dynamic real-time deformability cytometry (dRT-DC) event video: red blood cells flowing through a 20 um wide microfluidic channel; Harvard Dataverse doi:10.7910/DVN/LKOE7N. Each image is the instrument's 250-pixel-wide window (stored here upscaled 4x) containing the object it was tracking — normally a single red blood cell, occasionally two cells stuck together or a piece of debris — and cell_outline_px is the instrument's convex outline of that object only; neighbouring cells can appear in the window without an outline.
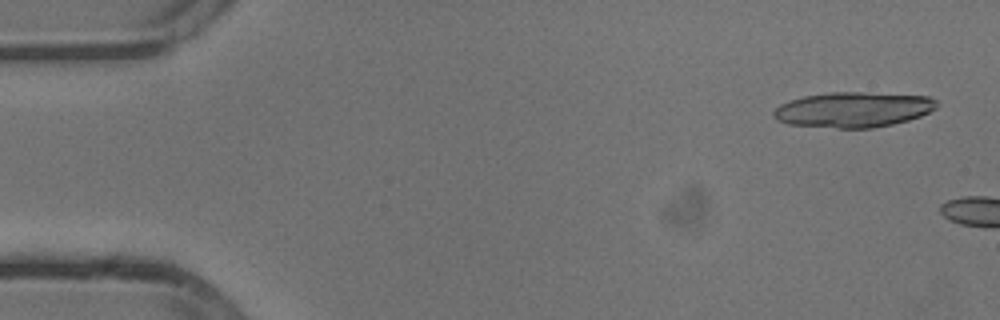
{"species": "common noctule bat (a hibernating species)", "species_latin": "Nyctalus noctula", "temperature_condition": "cold", "stored_images_in_passage": 5, "camera_frame_rate_fps": 3000, "um_per_image_px": 0.085, "animal": {"sex": "male", "body_mass_g": 13.3}, "frame": {"image": 1, "passage_image": 2, "time_ms": 0.333, "image_size_px": [1000, 320], "cell_outline_px": [[936, 108], [920, 116], [908, 120], [892, 124], [872, 128], [836, 128], [788, 124], [776, 120], [772, 116], [772, 112], [780, 104], [788, 100], [804, 96], [828, 92], [860, 92], [928, 96], [936, 100]], "centroid_in_image_um": [72.47, 9.32], "position_along_channel_um": 12.5, "area_um2": 33.58}}